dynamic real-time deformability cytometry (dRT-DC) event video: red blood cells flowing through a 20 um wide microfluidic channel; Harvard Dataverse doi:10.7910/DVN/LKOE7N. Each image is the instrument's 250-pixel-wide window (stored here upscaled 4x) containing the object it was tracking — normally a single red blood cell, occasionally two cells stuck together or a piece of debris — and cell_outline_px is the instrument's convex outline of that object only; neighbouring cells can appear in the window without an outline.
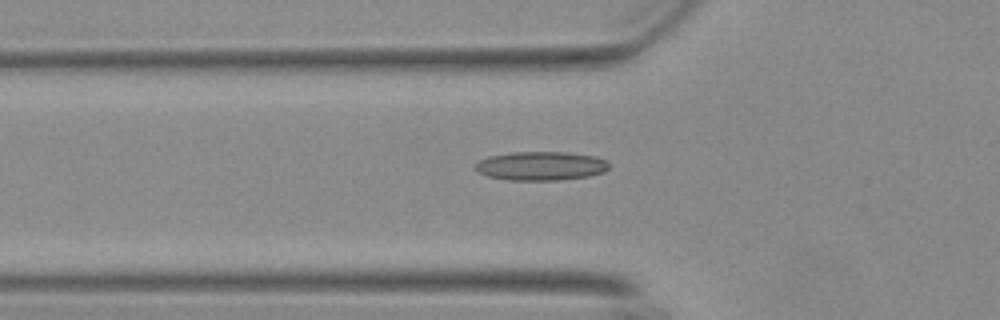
{"species": "Egyptian fruit bat (a non-hibernating species)", "species_latin": "Rousettus aegyptiacus", "temperature_condition": "warm", "stored_images_in_passage": 52, "camera_frame_rate_fps": 3000, "um_per_image_px": 0.085, "animal": {"sex": "female"}, "frame": {"image": 1, "passage_image": 19, "time_ms": 6.0, "image_size_px": [1000, 320], "cell_outline_px": [[608, 168], [604, 172], [588, 176], [556, 180], [508, 180], [488, 176], [480, 172], [476, 168], [476, 164], [480, 160], [488, 156], [512, 152], [564, 152], [596, 156], [608, 160]], "centroid_in_image_um": [46.0, 14.1], "position_along_channel_um": 79.8, "area_um2": 22.37}}
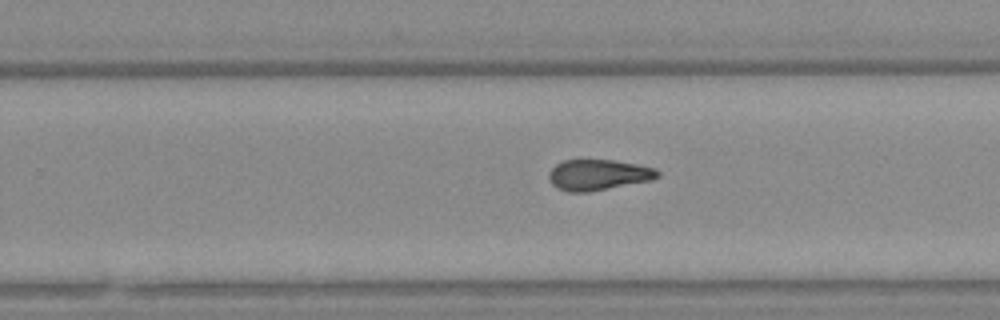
{"frame": {"image": 2, "passage_image": 35, "time_ms": 11.333, "image_size_px": [1000, 320], "cell_outline_px": [[660, 176], [652, 180], [588, 192], [568, 192], [556, 188], [552, 184], [548, 176], [548, 172], [556, 164], [564, 160], [616, 160], [656, 168], [660, 172]], "centroid_in_image_um": [50.85, 14.86], "position_along_channel_um": 278.9, "area_um2": 19.59}}
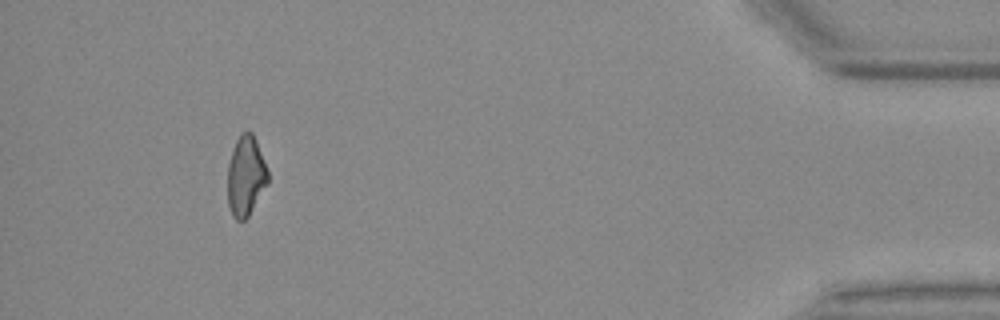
{"frame": {"image": 3, "passage_image": 51, "time_ms": 16.667, "image_size_px": [1000, 320], "cell_outline_px": [[268, 184], [248, 216], [244, 220], [236, 220], [232, 216], [228, 204], [228, 164], [232, 148], [240, 132], [252, 132], [256, 140], [268, 172]], "centroid_in_image_um": [20.88, 14.96], "position_along_channel_um": 414.3, "area_um2": 18.79}}